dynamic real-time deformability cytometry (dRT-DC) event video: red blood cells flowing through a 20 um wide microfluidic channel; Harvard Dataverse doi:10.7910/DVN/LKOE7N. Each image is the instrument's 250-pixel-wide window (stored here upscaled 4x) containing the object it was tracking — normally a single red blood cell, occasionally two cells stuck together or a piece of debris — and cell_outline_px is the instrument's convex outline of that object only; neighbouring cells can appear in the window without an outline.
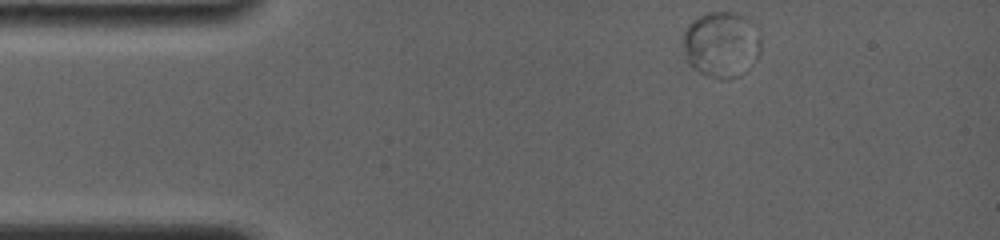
{"species": "common noctule bat (a hibernating species)", "species_latin": "Nyctalus noctula", "temperature_condition": "room temperature", "stored_images_in_passage": 58, "camera_frame_rate_fps": 4000, "um_per_image_px": 0.085, "animal": {"sex": "female", "body_mass_g": 19.0, "forearm_length_mm": 56.7}, "frame": {"image": 1, "passage_image": 1, "time_ms": 0.0, "image_size_px": [1000, 240], "cell_outline_px": [[760, 52], [756, 60], [740, 76], [728, 80], [720, 80], [708, 76], [692, 68], [688, 64], [684, 52], [684, 32], [688, 24], [692, 20], [708, 12], [736, 12], [752, 16], [760, 32]], "centroid_in_image_um": [61.37, 3.76], "position_along_channel_um": 23.6, "area_um2": 30.81}}
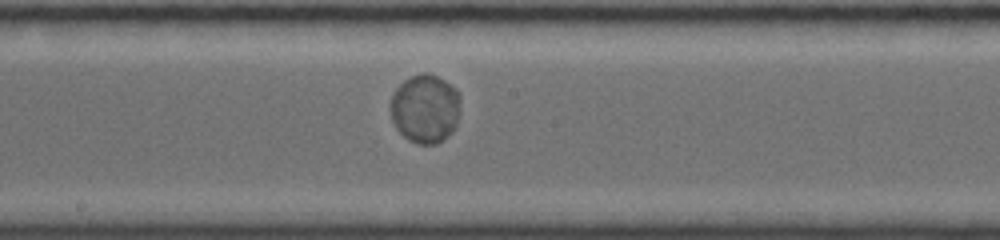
{"frame": {"image": 2, "passage_image": 22, "time_ms": 6.75, "image_size_px": [1000, 240], "cell_outline_px": [[460, 100], [456, 124], [452, 132], [436, 144], [416, 144], [408, 140], [396, 128], [392, 120], [388, 104], [396, 88], [404, 80], [412, 76], [424, 72], [428, 72], [444, 80], [456, 88]], "centroid_in_image_um": [36.11, 9.23], "position_along_channel_um": 212.1, "area_um2": 28.15}}
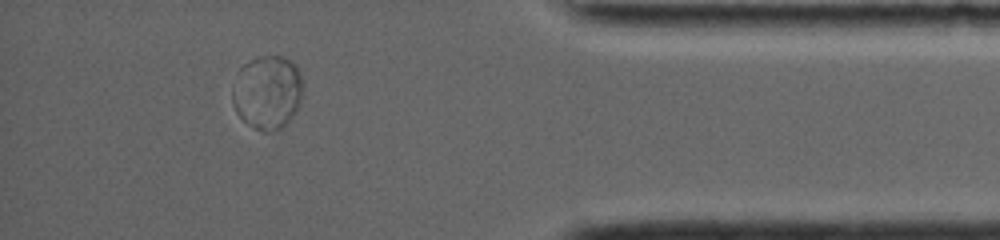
{"frame": {"image": 3, "passage_image": 50, "time_ms": 12.75, "image_size_px": [1000, 240], "cell_outline_px": [[300, 104], [296, 112], [276, 132], [264, 132], [256, 128], [244, 120], [236, 112], [232, 104], [232, 92], [240, 68], [244, 64], [260, 56], [284, 56], [300, 72]], "centroid_in_image_um": [22.71, 7.86], "position_along_channel_um": 412.5, "area_um2": 29.71}, "authors_computed_cell_mechanics": {"area_um2": 27.5128, "velocity_mm_per_s": 3.6734, "shape_relaxation_time_tau1_ms": 1.4844, "shape_relaxation_time_tau2_ms": null, "deformation_change_tau1": 0.0154, "deformation_change_tau2": null}}